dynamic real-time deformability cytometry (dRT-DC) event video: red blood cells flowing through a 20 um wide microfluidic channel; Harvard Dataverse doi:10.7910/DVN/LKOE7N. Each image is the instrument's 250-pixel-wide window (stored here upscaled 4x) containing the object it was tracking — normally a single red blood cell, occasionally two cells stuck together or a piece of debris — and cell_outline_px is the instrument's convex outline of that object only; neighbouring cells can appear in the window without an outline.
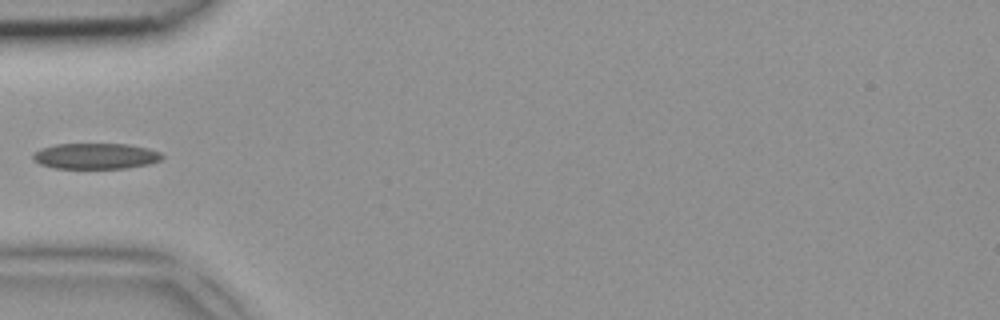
{"species": "common noctule bat (a hibernating species)", "species_latin": "Nyctalus noctula", "temperature_condition": "room temperature", "stored_images_in_passage": 5, "camera_frame_rate_fps": 3000, "um_per_image_px": 0.085, "animal": {"sex": "female", "body_mass_g": 18.4}, "frame": {"image": 1, "passage_image": 5, "time_ms": 1.333, "image_size_px": [1000, 320], "cell_outline_px": [[164, 156], [160, 160], [148, 164], [128, 168], [52, 168], [40, 164], [32, 156], [40, 148], [56, 144], [128, 144], [148, 148], [160, 152]], "centroid_in_image_um": [8.15, 13.26], "position_along_channel_um": 76.9, "area_um2": 19.36}}